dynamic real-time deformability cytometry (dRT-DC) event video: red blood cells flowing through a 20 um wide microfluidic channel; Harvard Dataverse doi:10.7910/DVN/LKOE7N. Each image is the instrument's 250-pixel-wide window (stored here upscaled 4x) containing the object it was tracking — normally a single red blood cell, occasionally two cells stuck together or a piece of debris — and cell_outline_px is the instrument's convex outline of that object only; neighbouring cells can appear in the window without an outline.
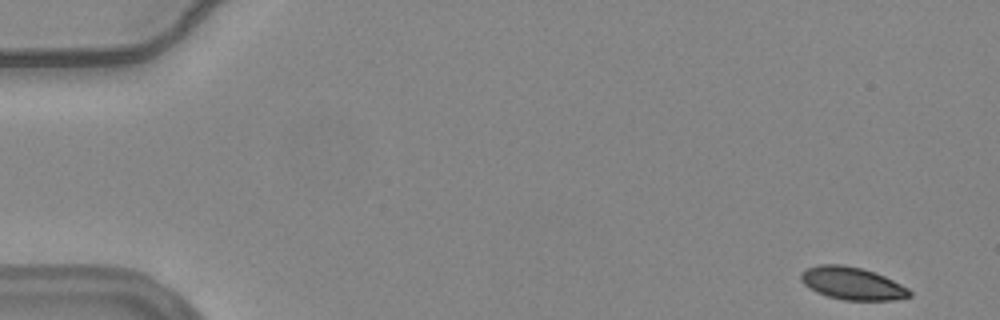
{"species": "common noctule bat (a hibernating species)", "species_latin": "Nyctalus noctula", "temperature_condition": "warm", "stored_images_in_passage": 7, "camera_frame_rate_fps": 3000, "um_per_image_px": 0.085, "animal": {"sex": "female", "body_mass_g": 24.6, "forearm_length_mm": 56.2}, "frame": {"image": 1, "passage_image": 1, "time_ms": 0.0, "image_size_px": [1000, 320], "cell_outline_px": [[912, 296], [892, 300], [844, 300], [828, 296], [816, 292], [804, 284], [800, 276], [800, 272], [808, 268], [820, 264], [844, 264], [860, 268], [884, 276], [908, 288], [912, 292]], "centroid_in_image_um": [72.43, 24.09], "position_along_channel_um": 12.6, "area_um2": 20.46}}